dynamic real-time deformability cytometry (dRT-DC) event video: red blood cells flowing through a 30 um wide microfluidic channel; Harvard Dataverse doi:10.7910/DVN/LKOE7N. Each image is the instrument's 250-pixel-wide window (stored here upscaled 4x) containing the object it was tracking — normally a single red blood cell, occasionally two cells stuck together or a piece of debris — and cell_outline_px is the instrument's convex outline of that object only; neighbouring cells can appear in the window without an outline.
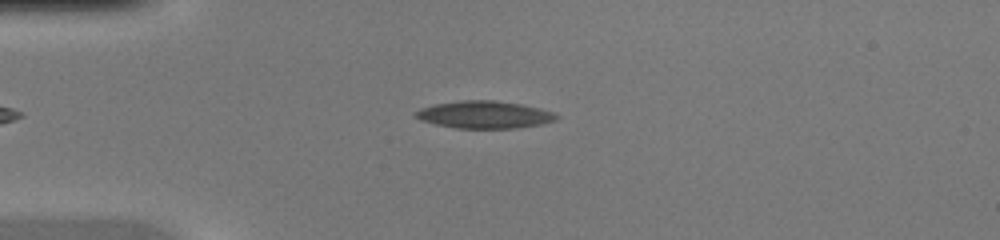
{"species": "common noctule bat (a hibernating species)", "species_latin": "Nyctalus noctula", "temperature_condition": "warm", "stored_images_in_passage": 43, "camera_frame_rate_fps": 3000, "um_per_image_px": 0.085, "animal": {"sex": "female", "body_mass_g": 20.0, "forearm_length_mm": 54.0}, "frame": {"image": 1, "passage_image": 9, "time_ms": 2.667, "image_size_px": [1000, 240], "cell_outline_px": [[560, 116], [556, 120], [540, 124], [516, 128], [456, 128], [436, 124], [420, 120], [412, 116], [412, 112], [420, 108], [432, 104], [460, 100], [496, 100], [520, 104], [540, 108], [552, 112]], "centroid_in_image_um": [41.11, 9.74], "position_along_channel_um": 43.9, "area_um2": 22.66}}
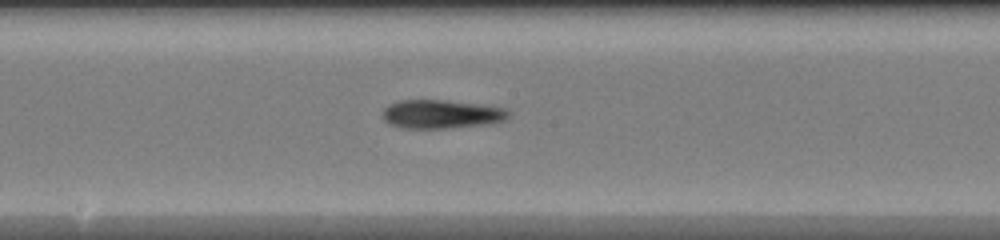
{"frame": {"image": 2, "passage_image": 22, "time_ms": 7.0, "image_size_px": [1000, 240], "cell_outline_px": [[512, 112], [504, 120], [488, 124], [444, 128], [400, 128], [384, 120], [384, 108], [388, 104], [400, 100], [444, 100], [508, 108]], "centroid_in_image_um": [37.54, 9.7], "position_along_channel_um": 210.7, "area_um2": 20.92}}
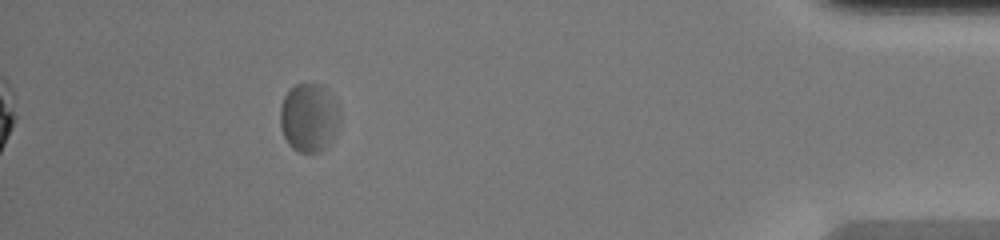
{"frame": {"image": 3, "passage_image": 39, "time_ms": 12.667, "image_size_px": [1000, 240], "cell_outline_px": [[340, 124], [336, 136], [320, 152], [300, 152], [292, 148], [288, 144], [280, 128], [280, 104], [284, 96], [296, 84], [320, 84], [336, 100], [340, 108]], "centroid_in_image_um": [26.29, 10.01], "position_along_channel_um": 408.9, "area_um2": 24.22}}